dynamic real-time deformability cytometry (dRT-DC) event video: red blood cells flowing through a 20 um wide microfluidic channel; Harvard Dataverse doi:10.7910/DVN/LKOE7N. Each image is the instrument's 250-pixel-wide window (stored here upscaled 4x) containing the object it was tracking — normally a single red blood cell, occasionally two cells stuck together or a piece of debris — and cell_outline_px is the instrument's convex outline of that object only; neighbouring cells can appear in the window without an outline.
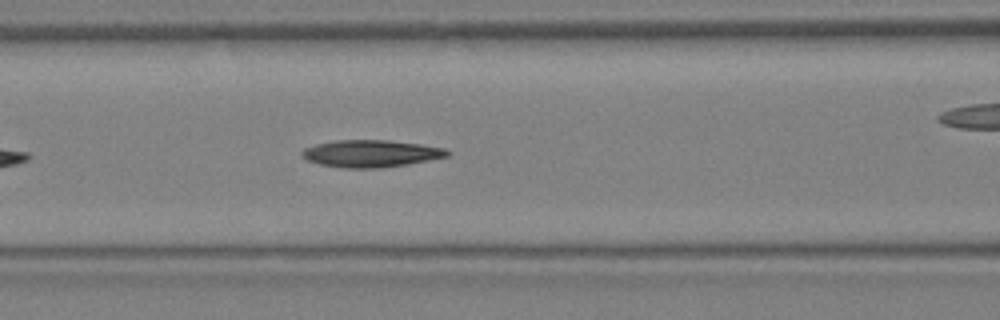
{"species": "Egyptian fruit bat (a non-hibernating species)", "species_latin": "Rousettus aegyptiacus", "temperature_condition": "warm", "stored_images_in_passage": 10, "segment_of_instrument_passage": [1, 2], "camera_frame_rate_fps": 3000, "um_per_image_px": 0.085, "animal": {"sex": "female"}, "frame": {"image": 1, "passage_image": 7, "time_ms": 2.0, "image_size_px": [1000, 320], "cell_outline_px": [[452, 152], [448, 156], [428, 160], [380, 168], [344, 168], [320, 164], [308, 160], [300, 156], [300, 152], [304, 148], [316, 144], [336, 140], [388, 140], [420, 144], [444, 148]], "centroid_in_image_um": [31.5, 13.04], "position_along_channel_um": 135.1, "area_um2": 22.89}}
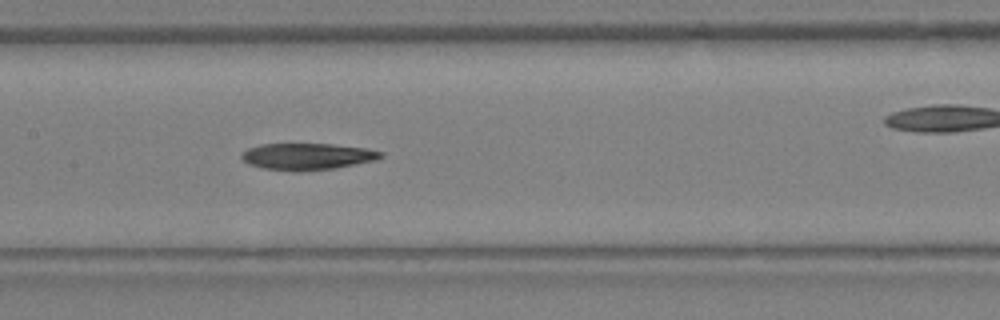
{"frame": {"image": 2, "passage_image": 9, "time_ms": 2.667, "image_size_px": [1000, 320], "cell_outline_px": [[384, 156], [372, 160], [336, 168], [300, 172], [292, 172], [264, 168], [248, 164], [240, 156], [240, 152], [248, 148], [260, 144], [332, 144], [368, 148], [384, 152]], "centroid_in_image_um": [26.09, 13.3], "position_along_channel_um": 181.3, "area_um2": 21.79}}